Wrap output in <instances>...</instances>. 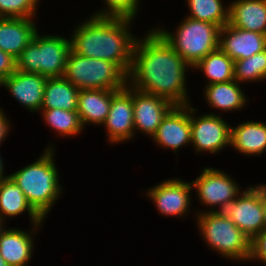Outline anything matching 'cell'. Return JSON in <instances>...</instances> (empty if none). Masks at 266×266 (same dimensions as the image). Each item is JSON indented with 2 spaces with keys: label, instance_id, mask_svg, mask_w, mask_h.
<instances>
[{
  "label": "cell",
  "instance_id": "17",
  "mask_svg": "<svg viewBox=\"0 0 266 266\" xmlns=\"http://www.w3.org/2000/svg\"><path fill=\"white\" fill-rule=\"evenodd\" d=\"M191 185L179 180H168L149 191L150 197L157 204L161 213L181 215L189 204Z\"/></svg>",
  "mask_w": 266,
  "mask_h": 266
},
{
  "label": "cell",
  "instance_id": "9",
  "mask_svg": "<svg viewBox=\"0 0 266 266\" xmlns=\"http://www.w3.org/2000/svg\"><path fill=\"white\" fill-rule=\"evenodd\" d=\"M133 92L134 127L154 135L167 113L175 106L160 96L139 90Z\"/></svg>",
  "mask_w": 266,
  "mask_h": 266
},
{
  "label": "cell",
  "instance_id": "13",
  "mask_svg": "<svg viewBox=\"0 0 266 266\" xmlns=\"http://www.w3.org/2000/svg\"><path fill=\"white\" fill-rule=\"evenodd\" d=\"M187 105H175L164 117L153 138L163 146L177 149L191 142L190 114ZM185 110V111H183Z\"/></svg>",
  "mask_w": 266,
  "mask_h": 266
},
{
  "label": "cell",
  "instance_id": "6",
  "mask_svg": "<svg viewBox=\"0 0 266 266\" xmlns=\"http://www.w3.org/2000/svg\"><path fill=\"white\" fill-rule=\"evenodd\" d=\"M220 30L221 27L216 24L188 17L179 26L176 37L157 31L190 66H195L219 48Z\"/></svg>",
  "mask_w": 266,
  "mask_h": 266
},
{
  "label": "cell",
  "instance_id": "37",
  "mask_svg": "<svg viewBox=\"0 0 266 266\" xmlns=\"http://www.w3.org/2000/svg\"><path fill=\"white\" fill-rule=\"evenodd\" d=\"M3 85L4 84V78L2 76H0V85Z\"/></svg>",
  "mask_w": 266,
  "mask_h": 266
},
{
  "label": "cell",
  "instance_id": "23",
  "mask_svg": "<svg viewBox=\"0 0 266 266\" xmlns=\"http://www.w3.org/2000/svg\"><path fill=\"white\" fill-rule=\"evenodd\" d=\"M26 209L35 225L38 226L43 219L29 205L22 189L13 179L10 176L5 177L0 182V219L3 213L14 216L22 213Z\"/></svg>",
  "mask_w": 266,
  "mask_h": 266
},
{
  "label": "cell",
  "instance_id": "29",
  "mask_svg": "<svg viewBox=\"0 0 266 266\" xmlns=\"http://www.w3.org/2000/svg\"><path fill=\"white\" fill-rule=\"evenodd\" d=\"M38 0H0V17L30 18Z\"/></svg>",
  "mask_w": 266,
  "mask_h": 266
},
{
  "label": "cell",
  "instance_id": "38",
  "mask_svg": "<svg viewBox=\"0 0 266 266\" xmlns=\"http://www.w3.org/2000/svg\"><path fill=\"white\" fill-rule=\"evenodd\" d=\"M2 219H0V233L2 232V229H1V224H2Z\"/></svg>",
  "mask_w": 266,
  "mask_h": 266
},
{
  "label": "cell",
  "instance_id": "19",
  "mask_svg": "<svg viewBox=\"0 0 266 266\" xmlns=\"http://www.w3.org/2000/svg\"><path fill=\"white\" fill-rule=\"evenodd\" d=\"M118 90H79L77 112L81 122L104 123L109 113L112 96Z\"/></svg>",
  "mask_w": 266,
  "mask_h": 266
},
{
  "label": "cell",
  "instance_id": "2",
  "mask_svg": "<svg viewBox=\"0 0 266 266\" xmlns=\"http://www.w3.org/2000/svg\"><path fill=\"white\" fill-rule=\"evenodd\" d=\"M131 20L93 16L76 30L70 49L85 57L115 63L128 75L136 42L126 30Z\"/></svg>",
  "mask_w": 266,
  "mask_h": 266
},
{
  "label": "cell",
  "instance_id": "15",
  "mask_svg": "<svg viewBox=\"0 0 266 266\" xmlns=\"http://www.w3.org/2000/svg\"><path fill=\"white\" fill-rule=\"evenodd\" d=\"M47 77L37 73L16 70L4 79V84L12 95L30 110H38L43 103L44 86Z\"/></svg>",
  "mask_w": 266,
  "mask_h": 266
},
{
  "label": "cell",
  "instance_id": "27",
  "mask_svg": "<svg viewBox=\"0 0 266 266\" xmlns=\"http://www.w3.org/2000/svg\"><path fill=\"white\" fill-rule=\"evenodd\" d=\"M266 78V49L248 58L234 61V80Z\"/></svg>",
  "mask_w": 266,
  "mask_h": 266
},
{
  "label": "cell",
  "instance_id": "32",
  "mask_svg": "<svg viewBox=\"0 0 266 266\" xmlns=\"http://www.w3.org/2000/svg\"><path fill=\"white\" fill-rule=\"evenodd\" d=\"M16 59L0 49V76L4 79L16 71Z\"/></svg>",
  "mask_w": 266,
  "mask_h": 266
},
{
  "label": "cell",
  "instance_id": "22",
  "mask_svg": "<svg viewBox=\"0 0 266 266\" xmlns=\"http://www.w3.org/2000/svg\"><path fill=\"white\" fill-rule=\"evenodd\" d=\"M230 144L242 153H262L266 148V125L260 122H247L231 128Z\"/></svg>",
  "mask_w": 266,
  "mask_h": 266
},
{
  "label": "cell",
  "instance_id": "26",
  "mask_svg": "<svg viewBox=\"0 0 266 266\" xmlns=\"http://www.w3.org/2000/svg\"><path fill=\"white\" fill-rule=\"evenodd\" d=\"M192 15L189 18L223 27L229 23V11L223 10L220 0H188Z\"/></svg>",
  "mask_w": 266,
  "mask_h": 266
},
{
  "label": "cell",
  "instance_id": "30",
  "mask_svg": "<svg viewBox=\"0 0 266 266\" xmlns=\"http://www.w3.org/2000/svg\"><path fill=\"white\" fill-rule=\"evenodd\" d=\"M138 0H106L109 12L96 14L97 17H120L132 19L136 14Z\"/></svg>",
  "mask_w": 266,
  "mask_h": 266
},
{
  "label": "cell",
  "instance_id": "18",
  "mask_svg": "<svg viewBox=\"0 0 266 266\" xmlns=\"http://www.w3.org/2000/svg\"><path fill=\"white\" fill-rule=\"evenodd\" d=\"M229 10V25L266 35V0H238Z\"/></svg>",
  "mask_w": 266,
  "mask_h": 266
},
{
  "label": "cell",
  "instance_id": "16",
  "mask_svg": "<svg viewBox=\"0 0 266 266\" xmlns=\"http://www.w3.org/2000/svg\"><path fill=\"white\" fill-rule=\"evenodd\" d=\"M29 19L0 17V49L15 59L37 33L35 26Z\"/></svg>",
  "mask_w": 266,
  "mask_h": 266
},
{
  "label": "cell",
  "instance_id": "36",
  "mask_svg": "<svg viewBox=\"0 0 266 266\" xmlns=\"http://www.w3.org/2000/svg\"><path fill=\"white\" fill-rule=\"evenodd\" d=\"M2 161H1V158H0V182L3 180V179H5V178H3L2 177V173H3V171H2Z\"/></svg>",
  "mask_w": 266,
  "mask_h": 266
},
{
  "label": "cell",
  "instance_id": "5",
  "mask_svg": "<svg viewBox=\"0 0 266 266\" xmlns=\"http://www.w3.org/2000/svg\"><path fill=\"white\" fill-rule=\"evenodd\" d=\"M70 50V41L66 39L56 36L39 37L36 33L16 58V69L47 78L62 77Z\"/></svg>",
  "mask_w": 266,
  "mask_h": 266
},
{
  "label": "cell",
  "instance_id": "10",
  "mask_svg": "<svg viewBox=\"0 0 266 266\" xmlns=\"http://www.w3.org/2000/svg\"><path fill=\"white\" fill-rule=\"evenodd\" d=\"M191 142L196 150H209L212 153L230 144L231 128L215 115H204L198 120L190 116Z\"/></svg>",
  "mask_w": 266,
  "mask_h": 266
},
{
  "label": "cell",
  "instance_id": "11",
  "mask_svg": "<svg viewBox=\"0 0 266 266\" xmlns=\"http://www.w3.org/2000/svg\"><path fill=\"white\" fill-rule=\"evenodd\" d=\"M127 89L125 87L118 90L112 96L109 113L104 122L112 142L123 141L133 136V90Z\"/></svg>",
  "mask_w": 266,
  "mask_h": 266
},
{
  "label": "cell",
  "instance_id": "33",
  "mask_svg": "<svg viewBox=\"0 0 266 266\" xmlns=\"http://www.w3.org/2000/svg\"><path fill=\"white\" fill-rule=\"evenodd\" d=\"M256 189L259 191L260 199L263 205L264 222L266 228V186L259 185L258 187H256Z\"/></svg>",
  "mask_w": 266,
  "mask_h": 266
},
{
  "label": "cell",
  "instance_id": "4",
  "mask_svg": "<svg viewBox=\"0 0 266 266\" xmlns=\"http://www.w3.org/2000/svg\"><path fill=\"white\" fill-rule=\"evenodd\" d=\"M128 75L115 63L85 57L70 50L64 77L79 90H121Z\"/></svg>",
  "mask_w": 266,
  "mask_h": 266
},
{
  "label": "cell",
  "instance_id": "1",
  "mask_svg": "<svg viewBox=\"0 0 266 266\" xmlns=\"http://www.w3.org/2000/svg\"><path fill=\"white\" fill-rule=\"evenodd\" d=\"M144 40L135 42L133 49L129 75H134V89L160 96L174 105H187L184 73L189 64L158 31H152Z\"/></svg>",
  "mask_w": 266,
  "mask_h": 266
},
{
  "label": "cell",
  "instance_id": "20",
  "mask_svg": "<svg viewBox=\"0 0 266 266\" xmlns=\"http://www.w3.org/2000/svg\"><path fill=\"white\" fill-rule=\"evenodd\" d=\"M78 93L79 89L64 76L47 78L41 108L77 111Z\"/></svg>",
  "mask_w": 266,
  "mask_h": 266
},
{
  "label": "cell",
  "instance_id": "14",
  "mask_svg": "<svg viewBox=\"0 0 266 266\" xmlns=\"http://www.w3.org/2000/svg\"><path fill=\"white\" fill-rule=\"evenodd\" d=\"M192 185L198 189L200 199L207 205H222L232 201L238 192L237 186L226 174L211 168L204 169Z\"/></svg>",
  "mask_w": 266,
  "mask_h": 266
},
{
  "label": "cell",
  "instance_id": "34",
  "mask_svg": "<svg viewBox=\"0 0 266 266\" xmlns=\"http://www.w3.org/2000/svg\"><path fill=\"white\" fill-rule=\"evenodd\" d=\"M1 111L2 110H0V142L3 140V138L8 132V122L6 121L5 116Z\"/></svg>",
  "mask_w": 266,
  "mask_h": 266
},
{
  "label": "cell",
  "instance_id": "7",
  "mask_svg": "<svg viewBox=\"0 0 266 266\" xmlns=\"http://www.w3.org/2000/svg\"><path fill=\"white\" fill-rule=\"evenodd\" d=\"M199 218L202 234L213 248L230 258H250L251 239L229 218H222L215 211L202 214Z\"/></svg>",
  "mask_w": 266,
  "mask_h": 266
},
{
  "label": "cell",
  "instance_id": "12",
  "mask_svg": "<svg viewBox=\"0 0 266 266\" xmlns=\"http://www.w3.org/2000/svg\"><path fill=\"white\" fill-rule=\"evenodd\" d=\"M226 35V39L219 40V48L233 61L248 58L266 49V35L253 31L235 28L229 24L220 30V37Z\"/></svg>",
  "mask_w": 266,
  "mask_h": 266
},
{
  "label": "cell",
  "instance_id": "21",
  "mask_svg": "<svg viewBox=\"0 0 266 266\" xmlns=\"http://www.w3.org/2000/svg\"><path fill=\"white\" fill-rule=\"evenodd\" d=\"M30 235L20 230H2L0 233V255L10 266H25L31 257Z\"/></svg>",
  "mask_w": 266,
  "mask_h": 266
},
{
  "label": "cell",
  "instance_id": "24",
  "mask_svg": "<svg viewBox=\"0 0 266 266\" xmlns=\"http://www.w3.org/2000/svg\"><path fill=\"white\" fill-rule=\"evenodd\" d=\"M235 80L209 84L206 87V98L211 106L231 110L241 108L245 103V97Z\"/></svg>",
  "mask_w": 266,
  "mask_h": 266
},
{
  "label": "cell",
  "instance_id": "28",
  "mask_svg": "<svg viewBox=\"0 0 266 266\" xmlns=\"http://www.w3.org/2000/svg\"><path fill=\"white\" fill-rule=\"evenodd\" d=\"M44 117L48 124L61 134L72 135L80 132L83 127L77 111L63 109H43Z\"/></svg>",
  "mask_w": 266,
  "mask_h": 266
},
{
  "label": "cell",
  "instance_id": "3",
  "mask_svg": "<svg viewBox=\"0 0 266 266\" xmlns=\"http://www.w3.org/2000/svg\"><path fill=\"white\" fill-rule=\"evenodd\" d=\"M50 151L47 150L38 161L10 175L22 189L29 205L42 219L60 191Z\"/></svg>",
  "mask_w": 266,
  "mask_h": 266
},
{
  "label": "cell",
  "instance_id": "25",
  "mask_svg": "<svg viewBox=\"0 0 266 266\" xmlns=\"http://www.w3.org/2000/svg\"><path fill=\"white\" fill-rule=\"evenodd\" d=\"M194 67L204 70L211 81L210 84L234 80V61L220 48L209 53Z\"/></svg>",
  "mask_w": 266,
  "mask_h": 266
},
{
  "label": "cell",
  "instance_id": "8",
  "mask_svg": "<svg viewBox=\"0 0 266 266\" xmlns=\"http://www.w3.org/2000/svg\"><path fill=\"white\" fill-rule=\"evenodd\" d=\"M216 211L220 217L229 218L251 240L265 229L263 205L259 191L250 187L242 197L221 205Z\"/></svg>",
  "mask_w": 266,
  "mask_h": 266
},
{
  "label": "cell",
  "instance_id": "35",
  "mask_svg": "<svg viewBox=\"0 0 266 266\" xmlns=\"http://www.w3.org/2000/svg\"><path fill=\"white\" fill-rule=\"evenodd\" d=\"M0 266H10L4 258L0 255Z\"/></svg>",
  "mask_w": 266,
  "mask_h": 266
},
{
  "label": "cell",
  "instance_id": "31",
  "mask_svg": "<svg viewBox=\"0 0 266 266\" xmlns=\"http://www.w3.org/2000/svg\"><path fill=\"white\" fill-rule=\"evenodd\" d=\"M259 258L266 262V228L251 240L250 258Z\"/></svg>",
  "mask_w": 266,
  "mask_h": 266
}]
</instances>
